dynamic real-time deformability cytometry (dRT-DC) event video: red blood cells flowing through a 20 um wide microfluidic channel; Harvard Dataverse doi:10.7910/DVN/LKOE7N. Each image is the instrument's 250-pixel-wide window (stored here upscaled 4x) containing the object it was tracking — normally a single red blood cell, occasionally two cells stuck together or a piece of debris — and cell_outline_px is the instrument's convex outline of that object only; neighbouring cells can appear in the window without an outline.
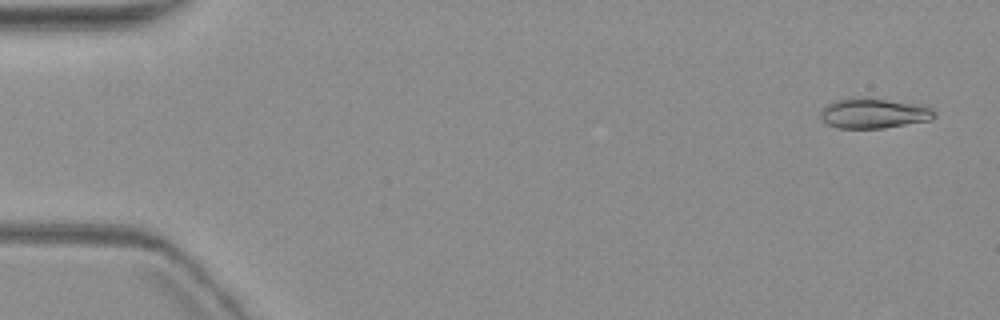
{"species": "common noctule bat (a hibernating species)", "species_latin": "Nyctalus noctula", "temperature_condition": "warm", "stored_images_in_passage": 4, "camera_frame_rate_fps": 3000, "um_per_image_px": 0.085, "animal": {"sex": "female", "body_mass_g": 19.3, "forearm_length_mm": 54.1}, "frame": {"image": 1, "passage_image": 1, "time_ms": 0.0, "image_size_px": [1000, 320], "cell_outline_px": [[936, 116], [932, 120], [884, 128], [836, 128], [820, 120], [820, 108], [836, 100], [848, 96], [852, 96], [920, 104], [932, 108], [936, 112]], "centroid_in_image_um": [74.24, 9.62], "position_along_channel_um": 10.8, "area_um2": 20.35}}